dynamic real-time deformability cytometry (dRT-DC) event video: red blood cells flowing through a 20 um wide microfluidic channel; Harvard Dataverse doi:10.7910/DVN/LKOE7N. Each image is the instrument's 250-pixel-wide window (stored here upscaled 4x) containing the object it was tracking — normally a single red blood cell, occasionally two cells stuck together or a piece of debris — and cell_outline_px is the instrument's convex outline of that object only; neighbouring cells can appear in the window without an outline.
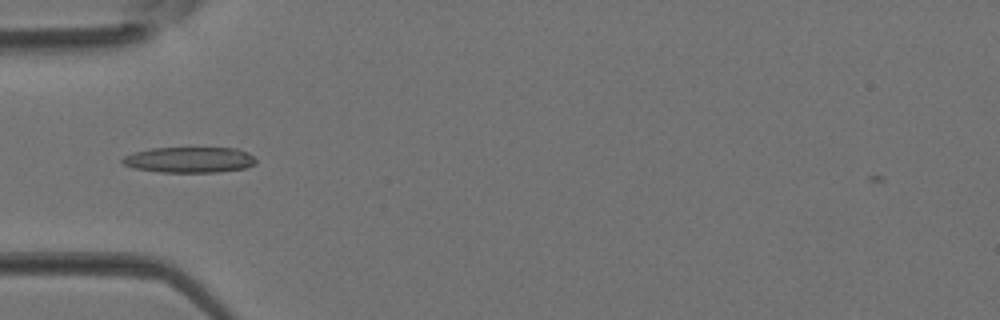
{"species": "Egyptian fruit bat (a non-hibernating species)", "species_latin": "Rousettus aegyptiacus", "temperature_condition": "room temperature", "stored_images_in_passage": 2, "camera_frame_rate_fps": 3000, "um_per_image_px": 0.085, "animal": {"sex": "female"}, "frame": {"image": 1, "passage_image": 2, "time_ms": 0.333, "image_size_px": [1000, 320], "cell_outline_px": [[256, 164], [244, 168], [216, 172], [160, 172], [136, 168], [124, 164], [120, 160], [124, 156], [136, 152], [152, 148], [236, 148], [248, 152], [256, 160]], "centroid_in_image_um": [16.13, 13.58], "position_along_channel_um": 68.9, "area_um2": 19.83}}